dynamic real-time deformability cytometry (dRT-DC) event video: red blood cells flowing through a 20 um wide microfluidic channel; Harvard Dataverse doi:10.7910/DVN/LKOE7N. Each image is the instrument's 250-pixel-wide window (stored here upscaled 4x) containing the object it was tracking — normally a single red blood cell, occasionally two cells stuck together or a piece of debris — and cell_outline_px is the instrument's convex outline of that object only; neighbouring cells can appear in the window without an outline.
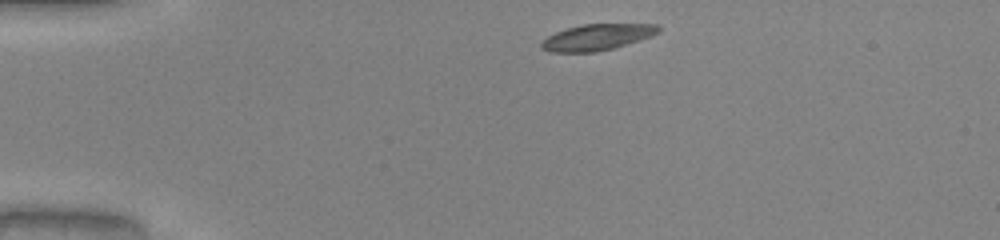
{"species": "common noctule bat (a hibernating species)", "species_latin": "Nyctalus noctula", "temperature_condition": "warm", "stored_images_in_passage": 41, "camera_frame_rate_fps": 3000, "um_per_image_px": 0.085, "animal": {"sex": "male", "body_mass_g": 20.0, "forearm_length_mm": 53.3}, "frame": {"image": 1, "passage_image": 1, "time_ms": 0.0, "image_size_px": [1000, 240], "cell_outline_px": [[660, 32], [652, 36], [612, 48], [596, 52], [552, 52], [540, 48], [540, 44], [548, 36], [556, 32], [580, 24], [660, 24]], "centroid_in_image_um": [50.76, 3.15], "position_along_channel_um": 34.2, "area_um2": 17.74}}
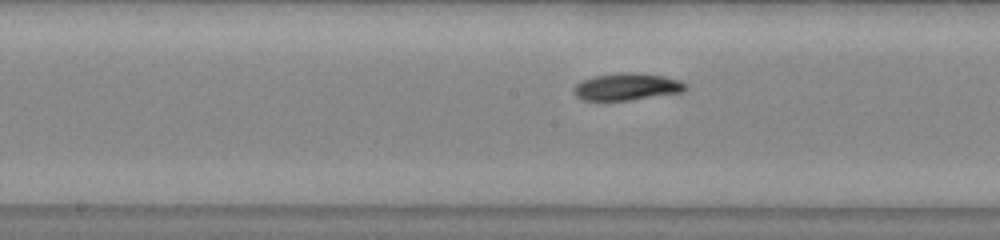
{"frame": {"image": 2, "passage_image": 17, "time_ms": 5.333, "image_size_px": [1000, 240], "cell_outline_px": [[688, 88], [684, 92], [632, 100], [584, 100], [576, 96], [576, 84], [592, 76], [620, 72], [632, 72], [664, 76], [680, 80], [688, 84]], "centroid_in_image_um": [53.37, 7.37], "position_along_channel_um": 194.8, "area_um2": 17.69}}
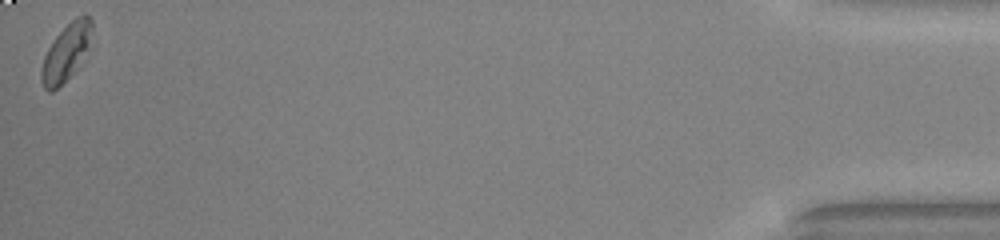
{"frame": {"image": 3, "passage_image": 41, "time_ms": 13.333, "image_size_px": [1000, 240], "cell_outline_px": [[92, 28], [88, 44], [76, 72], [52, 92], [48, 92], [44, 88], [40, 80], [40, 72], [44, 56], [48, 48], [56, 36], [76, 16], [88, 16], [92, 20]], "centroid_in_image_um": [5.58, 4.51], "position_along_channel_um": 429.6, "area_um2": 16.53}, "authors_computed_cell_mechanics": {"area_um2": 17.051, "velocity_mm_per_s": 4.0523, "shape_relaxation_time_tau1_ms": 3.0455, "shape_relaxation_time_tau2_ms": null, "deformation_change_tau1": 0.1214, "deformation_change_tau2": null}}